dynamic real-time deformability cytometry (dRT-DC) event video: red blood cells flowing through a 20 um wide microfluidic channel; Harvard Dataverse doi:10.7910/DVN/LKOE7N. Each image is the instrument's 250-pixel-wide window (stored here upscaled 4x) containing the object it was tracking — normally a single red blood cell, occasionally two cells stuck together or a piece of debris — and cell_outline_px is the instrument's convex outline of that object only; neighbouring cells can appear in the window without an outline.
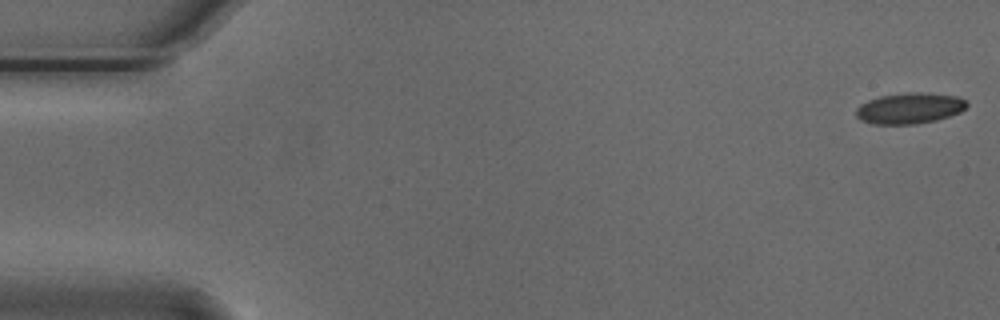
{"species": "Egyptian fruit bat (a non-hibernating species)", "species_latin": "Rousettus aegyptiacus", "temperature_condition": "cold", "stored_images_in_passage": 55, "camera_frame_rate_fps": 3000, "um_per_image_px": 0.085, "animal": {"sex": "male"}, "frame": {"image": 1, "passage_image": 1, "time_ms": 0.0, "image_size_px": [1000, 320], "cell_outline_px": [[968, 104], [960, 112], [936, 120], [916, 124], [872, 124], [860, 120], [856, 116], [856, 108], [860, 104], [868, 100], [880, 96], [908, 92], [920, 92], [956, 96], [964, 100]], "centroid_in_image_um": [77.27, 9.2], "position_along_channel_um": 7.7, "area_um2": 19.88}}
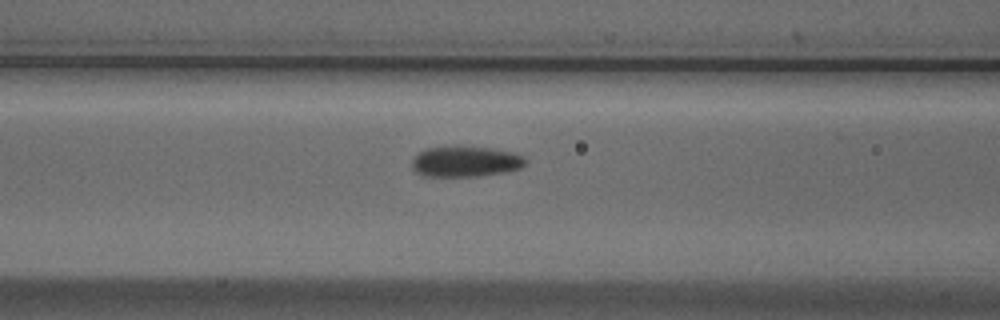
{"frame": {"image": 2, "passage_image": 22, "time_ms": 7.0, "image_size_px": [1000, 320], "cell_outline_px": [[528, 160], [520, 168], [504, 172], [480, 176], [420, 176], [412, 168], [412, 160], [424, 148], [456, 144], [492, 148], [512, 152], [524, 156]], "centroid_in_image_um": [39.54, 13.7], "position_along_channel_um": 127.1, "area_um2": 20.87}}
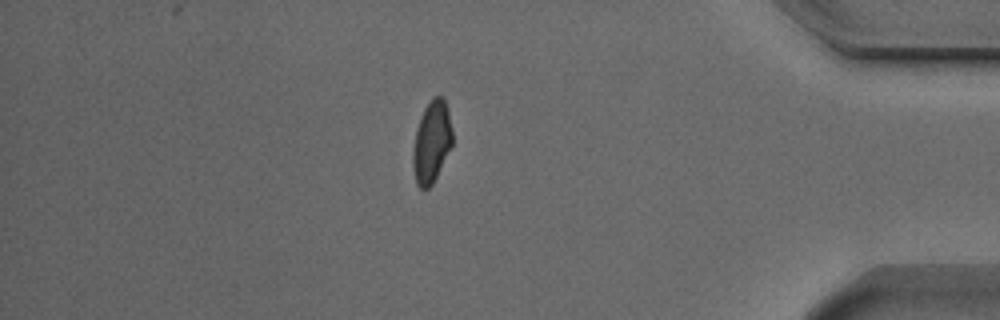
{"frame": {"image": 3, "passage_image": 47, "time_ms": 15.333, "image_size_px": [1000, 320], "cell_outline_px": [[452, 144], [432, 184], [428, 188], [420, 188], [416, 184], [412, 164], [412, 152], [416, 128], [424, 108], [432, 96], [444, 96], [452, 128]], "centroid_in_image_um": [36.67, 12.03], "position_along_channel_um": 398.5, "area_um2": 18.79}}